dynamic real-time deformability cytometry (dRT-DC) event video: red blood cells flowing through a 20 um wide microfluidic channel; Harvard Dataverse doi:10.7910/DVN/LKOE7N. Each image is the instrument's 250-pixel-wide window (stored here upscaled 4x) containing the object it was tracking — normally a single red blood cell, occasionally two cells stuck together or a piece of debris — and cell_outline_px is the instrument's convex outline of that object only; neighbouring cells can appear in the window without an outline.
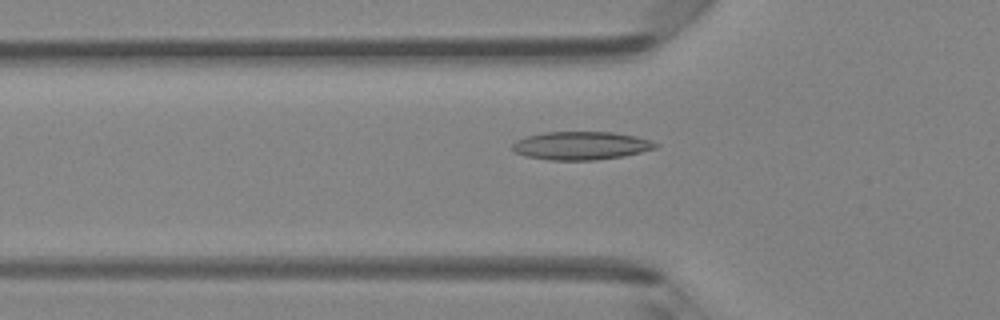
{"species": "Egyptian fruit bat (a non-hibernating species)", "species_latin": "Rousettus aegyptiacus", "temperature_condition": "room temperature", "stored_images_in_passage": 45, "camera_frame_rate_fps": 3000, "um_per_image_px": 0.085, "animal": {"sex": "female"}, "frame": {"image": 1, "passage_image": 14, "time_ms": 4.333, "image_size_px": [1000, 320], "cell_outline_px": [[660, 148], [624, 156], [596, 160], [548, 160], [524, 156], [516, 152], [512, 148], [512, 144], [516, 140], [524, 136], [544, 132], [612, 132], [636, 136], [652, 140], [660, 144]], "centroid_in_image_um": [49.43, 12.38], "position_along_channel_um": 76.4, "area_um2": 23.93}}
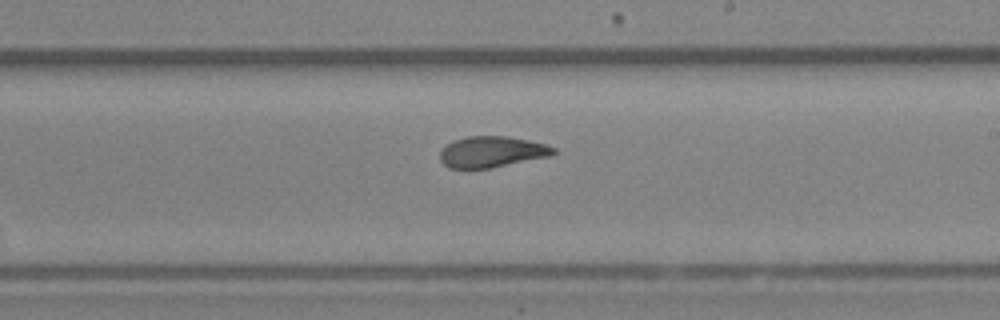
{"frame": {"image": 2, "passage_image": 26, "time_ms": 8.333, "image_size_px": [1000, 320], "cell_outline_px": [[556, 152], [552, 156], [492, 168], [448, 168], [440, 160], [440, 152], [452, 140], [468, 136], [504, 136], [528, 140], [544, 144], [556, 148]], "centroid_in_image_um": [41.82, 12.91], "position_along_channel_um": 247.2, "area_um2": 20.58}}
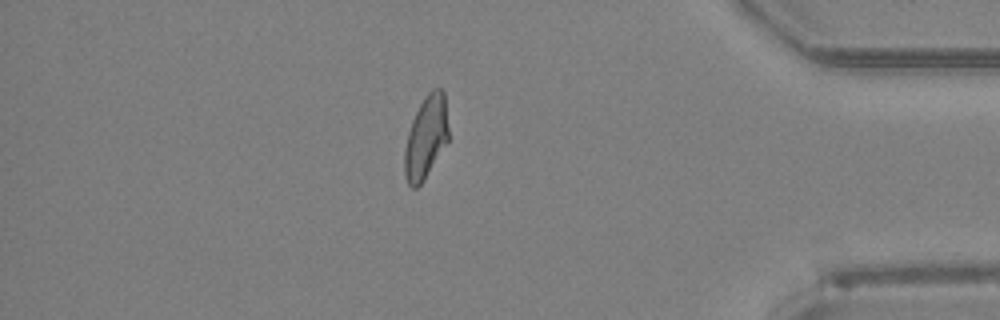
{"frame": {"image": 3, "passage_image": 39, "time_ms": 12.667, "image_size_px": [1000, 320], "cell_outline_px": [[448, 140], [424, 180], [416, 188], [412, 188], [408, 184], [404, 176], [404, 148], [408, 132], [412, 120], [424, 96], [432, 88], [440, 88], [444, 92], [448, 128]], "centroid_in_image_um": [36.19, 11.68], "position_along_channel_um": 399.0, "area_um2": 21.15}, "authors_computed_cell_mechanics": {"area_um2": 21.5016, "velocity_mm_per_s": 4.2813, "shape_relaxation_time_tau1_ms": 9.9123, "shape_relaxation_time_tau2_ms": 1.9988, "deformation_change_tau1": 0.2573, "deformation_change_tau2": 0.0779}}